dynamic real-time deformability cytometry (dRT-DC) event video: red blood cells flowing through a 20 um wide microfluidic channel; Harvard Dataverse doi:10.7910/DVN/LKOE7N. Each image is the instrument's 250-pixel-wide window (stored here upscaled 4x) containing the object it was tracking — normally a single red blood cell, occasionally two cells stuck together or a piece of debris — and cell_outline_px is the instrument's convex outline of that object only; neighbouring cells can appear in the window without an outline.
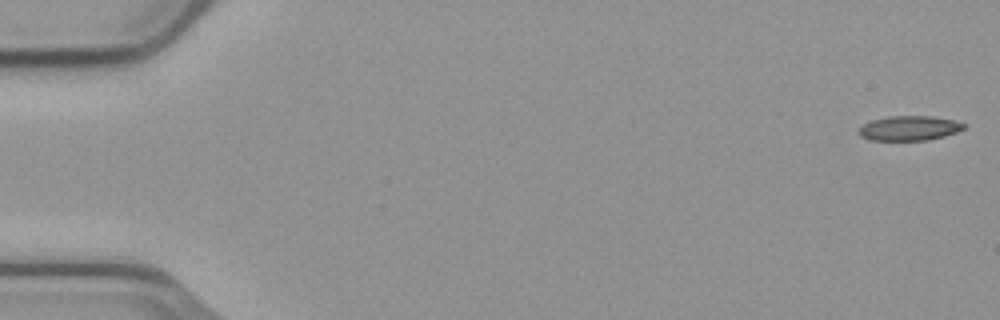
{"species": "common noctule bat (a hibernating species)", "species_latin": "Nyctalus noctula", "temperature_condition": "cold", "stored_images_in_passage": 55, "camera_frame_rate_fps": 3000, "um_per_image_px": 0.085, "animal": {"sex": "male", "body_mass_g": 23.1, "forearm_length_mm": 52.7}, "frame": {"image": 1, "passage_image": 1, "time_ms": 0.0, "image_size_px": [1000, 320], "cell_outline_px": [[968, 124], [964, 128], [956, 132], [944, 136], [928, 140], [872, 140], [860, 136], [856, 132], [864, 124], [872, 120], [888, 116], [932, 116], [952, 120]], "centroid_in_image_um": [77.28, 10.89], "position_along_channel_um": 7.7, "area_um2": 15.09}}
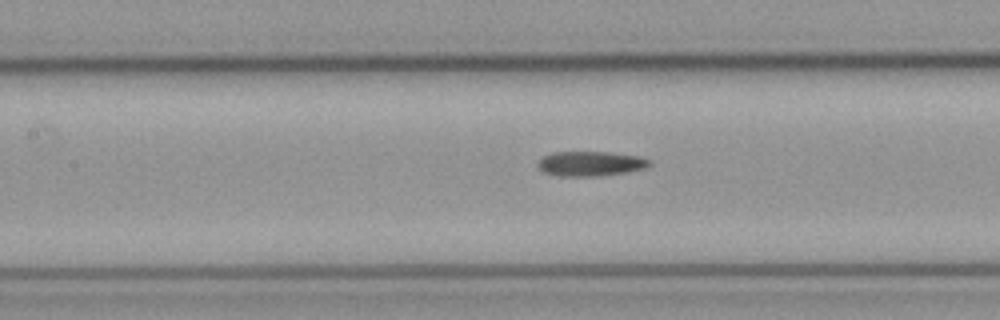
{"frame": {"image": 2, "passage_image": 25, "time_ms": 8.0, "image_size_px": [1000, 320], "cell_outline_px": [[652, 164], [644, 168], [624, 172], [596, 176], [556, 176], [544, 172], [536, 164], [544, 156], [552, 152], [608, 152], [640, 156], [652, 160]], "centroid_in_image_um": [50.2, 13.9], "position_along_channel_um": 157.2, "area_um2": 16.07}}
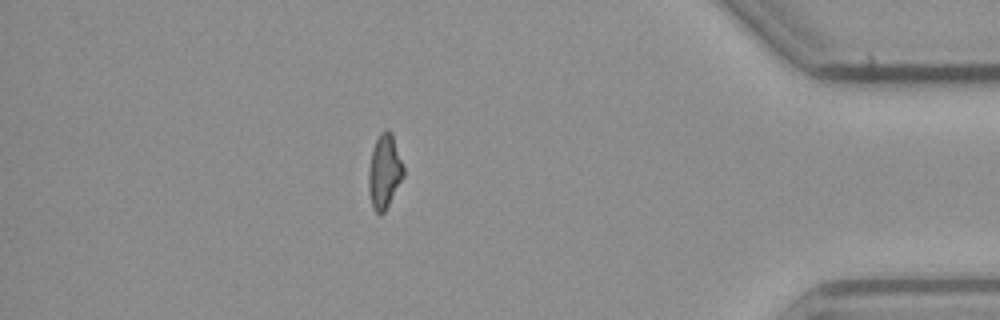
{"frame": {"image": 3, "passage_image": 48, "time_ms": 15.667, "image_size_px": [1000, 320], "cell_outline_px": [[404, 176], [384, 212], [380, 216], [372, 208], [368, 192], [368, 168], [372, 148], [380, 132], [384, 128], [388, 128], [392, 132], [404, 164]], "centroid_in_image_um": [32.67, 14.54], "position_along_channel_um": 402.5, "area_um2": 15.55}}